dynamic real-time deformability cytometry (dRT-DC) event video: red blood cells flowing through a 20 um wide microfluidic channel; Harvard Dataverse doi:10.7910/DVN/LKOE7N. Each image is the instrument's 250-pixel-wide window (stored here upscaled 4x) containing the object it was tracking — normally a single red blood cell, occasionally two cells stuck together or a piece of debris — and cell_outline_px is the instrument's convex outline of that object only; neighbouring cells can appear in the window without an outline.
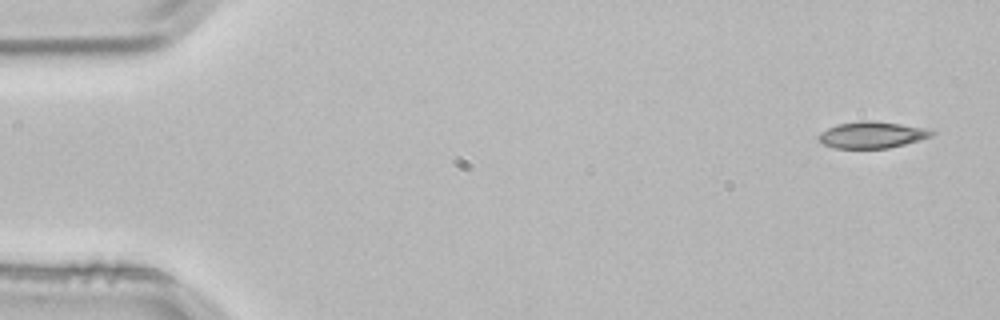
{"species": "common noctule bat (a hibernating species)", "species_latin": "Nyctalus noctula", "temperature_condition": "room temperature", "stored_images_in_passage": 3, "camera_frame_rate_fps": 3000, "um_per_image_px": 0.085, "animal": {"sex": "male", "body_mass_g": 21.5, "forearm_length_mm": 52.0}, "frame": {"image": 1, "passage_image": 1, "time_ms": 0.0, "image_size_px": [1000, 320], "cell_outline_px": [[936, 132], [932, 136], [920, 140], [888, 148], [836, 148], [824, 144], [816, 136], [820, 132], [836, 124], [860, 120], [872, 120], [932, 128]], "centroid_in_image_um": [74.16, 11.44], "position_along_channel_um": 10.8, "area_um2": 17.74}}